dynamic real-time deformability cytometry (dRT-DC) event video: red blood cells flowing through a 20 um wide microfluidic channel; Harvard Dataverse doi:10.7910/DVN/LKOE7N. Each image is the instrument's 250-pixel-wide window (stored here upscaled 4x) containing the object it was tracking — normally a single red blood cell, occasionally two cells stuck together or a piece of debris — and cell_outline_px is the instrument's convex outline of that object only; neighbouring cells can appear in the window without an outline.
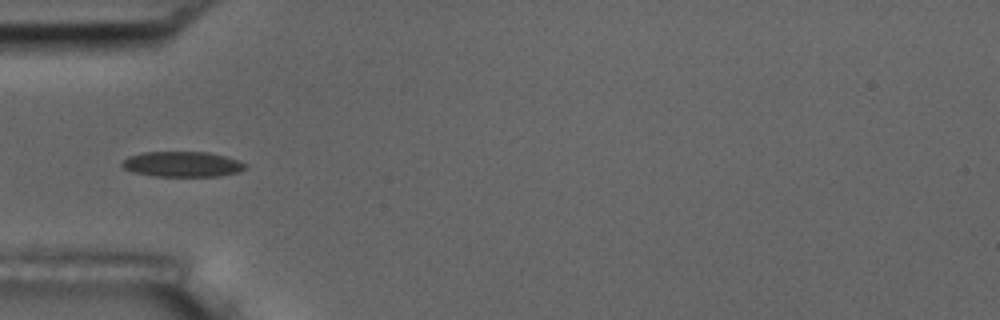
{"species": "common noctule bat (a hibernating species)", "species_latin": "Nyctalus noctula", "temperature_condition": "room temperature", "stored_images_in_passage": 15, "camera_frame_rate_fps": 3000, "um_per_image_px": 0.085, "animal": {"sex": "male", "body_mass_g": 17.5, "forearm_length_mm": 52.3}, "frame": {"image": 1, "passage_image": 5, "time_ms": 5.667, "image_size_px": [1000, 320], "cell_outline_px": [[248, 168], [240, 172], [220, 176], [156, 176], [132, 172], [124, 168], [120, 164], [120, 160], [128, 156], [144, 152], [208, 152], [224, 156], [248, 164]], "centroid_in_image_um": [15.49, 13.96], "position_along_channel_um": 69.5, "area_um2": 18.38}}
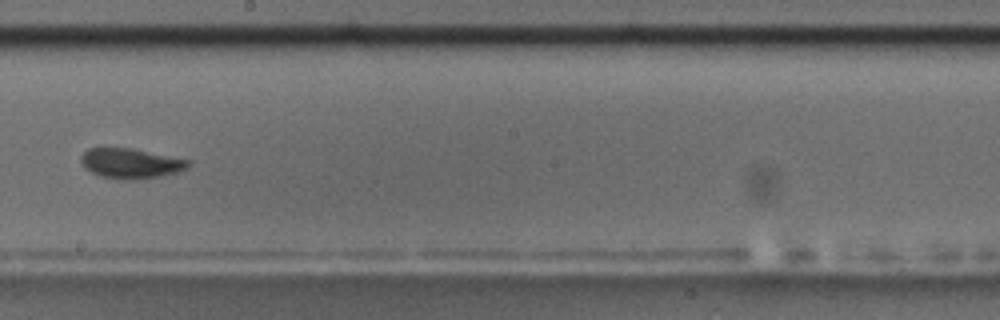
{"frame": {"image": 2, "passage_image": 9, "time_ms": 10.333, "image_size_px": [1000, 320], "cell_outline_px": [[192, 164], [188, 168], [180, 172], [160, 176], [136, 180], [132, 180], [100, 176], [84, 168], [80, 160], [80, 156], [88, 148], [132, 148], [192, 160]], "centroid_in_image_um": [11.16, 13.88], "position_along_channel_um": 237.0, "area_um2": 19.02}}
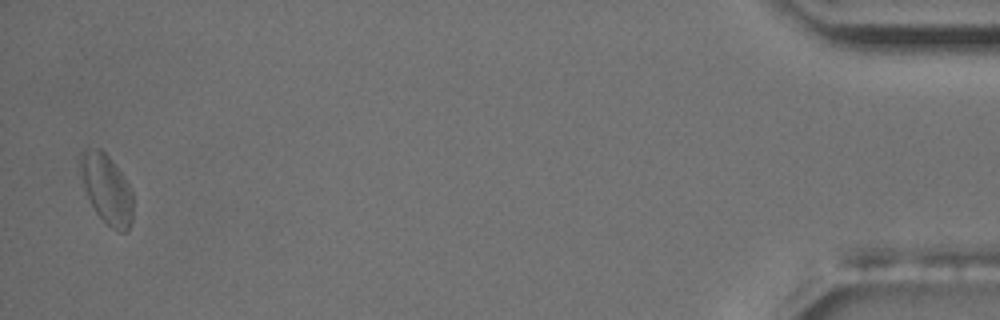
{"frame": {"image": 3, "passage_image": 15, "time_ms": 18.0, "image_size_px": [1000, 320], "cell_outline_px": [[132, 220], [128, 232], [120, 232], [112, 228], [96, 212], [88, 196], [84, 184], [80, 168], [80, 152], [96, 148], [100, 148], [108, 156], [120, 172], [128, 184], [132, 192]], "centroid_in_image_um": [9.09, 16.09], "position_along_channel_um": 426.1, "area_um2": 20.69}, "authors_computed_cell_mechanics": {"area_um2": 18.5538, "velocity_mm_per_s": 3.6089, "shape_relaxation_time_tau1_ms": 10.8253, "shape_relaxation_time_tau2_ms": 1.417, "deformation_change_tau1": 0.1396, "deformation_change_tau2": 0.0342}}